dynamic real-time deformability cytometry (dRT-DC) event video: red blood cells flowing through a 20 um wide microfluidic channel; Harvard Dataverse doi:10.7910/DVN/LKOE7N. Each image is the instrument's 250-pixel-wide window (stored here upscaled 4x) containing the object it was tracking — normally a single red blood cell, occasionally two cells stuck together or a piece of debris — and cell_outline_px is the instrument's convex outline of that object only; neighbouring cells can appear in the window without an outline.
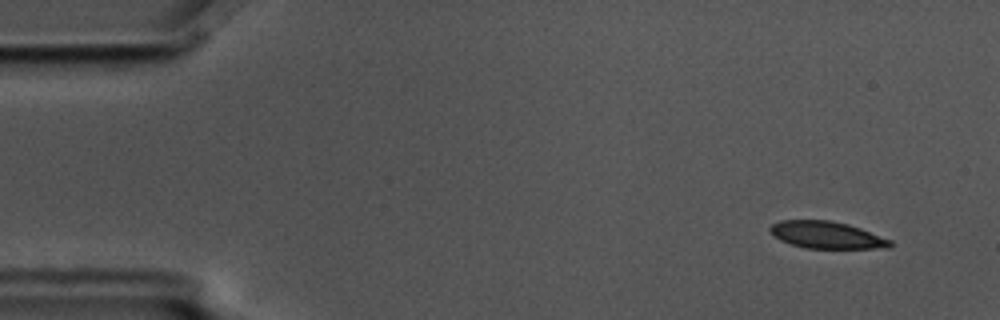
{"species": "common noctule bat (a hibernating species)", "species_latin": "Nyctalus noctula", "temperature_condition": "cold", "stored_images_in_passage": 12, "camera_frame_rate_fps": 3000, "um_per_image_px": 0.085, "animal": {"sex": "male", "body_mass_g": 17.5, "forearm_length_mm": 52.3}, "frame": {"image": 1, "passage_image": 1, "time_ms": 0.0, "image_size_px": [1000, 320], "cell_outline_px": [[892, 244], [888, 248], [804, 248], [780, 240], [772, 236], [768, 232], [768, 228], [772, 224], [780, 220], [828, 220], [848, 224], [860, 228], [892, 240]], "centroid_in_image_um": [70.22, 19.97], "position_along_channel_um": 14.8, "area_um2": 19.02}}
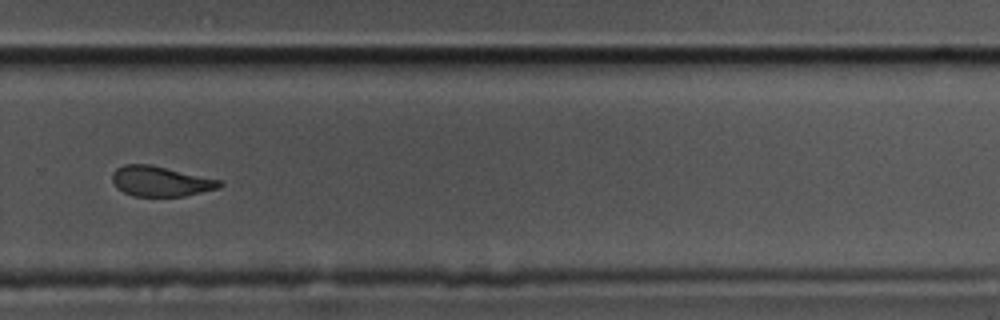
{"frame": {"image": 2, "passage_image": 10, "time_ms": 3.0, "image_size_px": [1000, 320], "cell_outline_px": [[224, 184], [220, 188], [184, 196], [132, 196], [116, 188], [112, 184], [112, 172], [116, 168], [124, 164], [152, 164], [224, 180]], "centroid_in_image_um": [13.67, 15.4], "position_along_channel_um": 316.1, "area_um2": 19.36}}
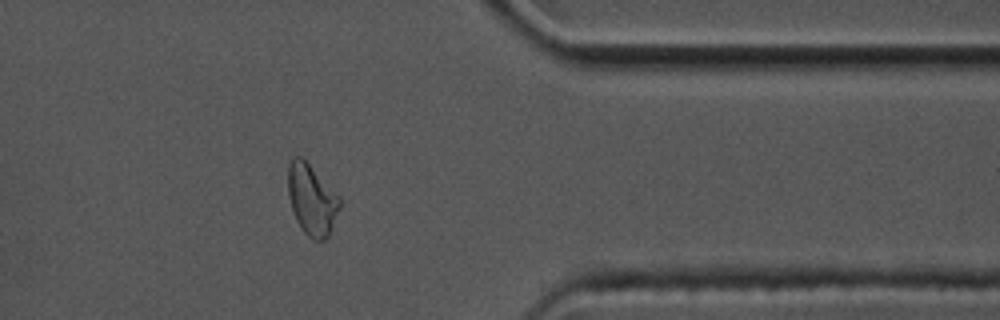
{"frame": {"image": 3, "passage_image": 12, "time_ms": 3.667, "image_size_px": [1000, 320], "cell_outline_px": [[340, 208], [328, 236], [324, 240], [312, 240], [304, 232], [296, 220], [288, 196], [288, 164], [292, 156], [300, 156], [340, 196]], "centroid_in_image_um": [26.49, 16.97], "position_along_channel_um": 384.9, "area_um2": 21.15}}